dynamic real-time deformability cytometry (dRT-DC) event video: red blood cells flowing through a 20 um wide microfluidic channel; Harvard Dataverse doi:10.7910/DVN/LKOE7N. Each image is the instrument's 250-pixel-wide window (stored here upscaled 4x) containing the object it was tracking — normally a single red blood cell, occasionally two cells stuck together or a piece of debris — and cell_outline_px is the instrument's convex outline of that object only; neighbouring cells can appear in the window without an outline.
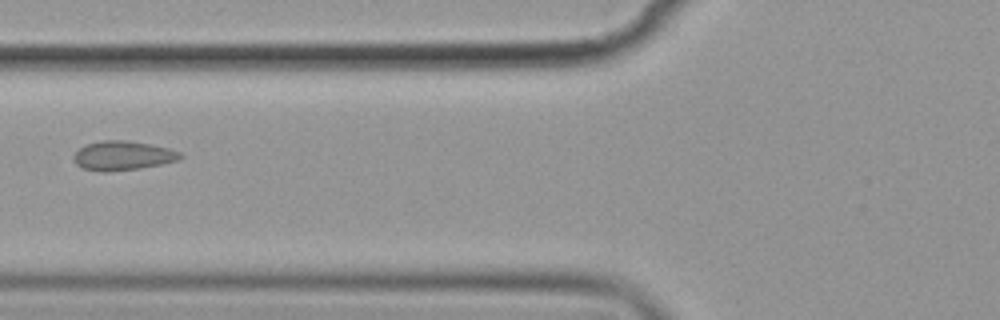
{"species": "common noctule bat (a hibernating species)", "species_latin": "Nyctalus noctula", "temperature_condition": "cold", "stored_images_in_passage": 9, "camera_frame_rate_fps": 3000, "um_per_image_px": 0.085, "animal": {"sex": "female", "body_mass_g": 19.9}, "frame": {"image": 1, "passage_image": 7, "time_ms": 7.0, "image_size_px": [1000, 320], "cell_outline_px": [[184, 156], [180, 160], [160, 164], [136, 168], [108, 172], [104, 172], [84, 168], [76, 164], [72, 156], [80, 148], [88, 144], [104, 140], [124, 140], [152, 144], [168, 148], [180, 152]], "centroid_in_image_um": [10.46, 13.22], "position_along_channel_um": 115.3, "area_um2": 17.98}}
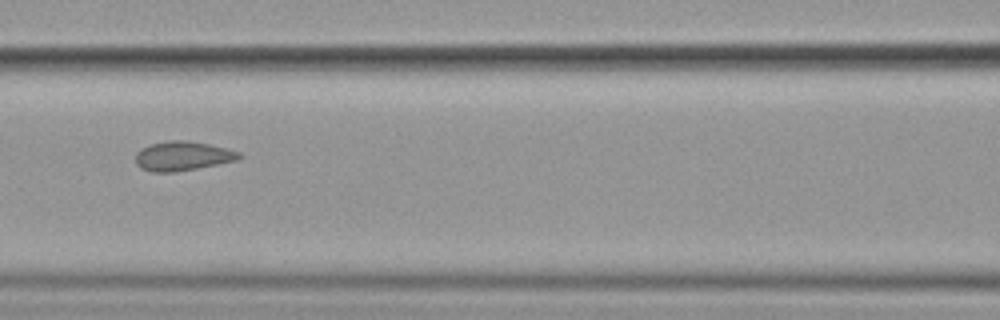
{"frame": {"image": 2, "passage_image": 8, "time_ms": 8.0, "image_size_px": [1000, 320], "cell_outline_px": [[244, 156], [236, 160], [196, 168], [172, 172], [152, 172], [140, 168], [136, 164], [136, 152], [140, 148], [152, 144], [168, 140], [188, 140], [228, 148], [240, 152]], "centroid_in_image_um": [15.51, 13.25], "position_along_channel_um": 151.1, "area_um2": 17.69}}
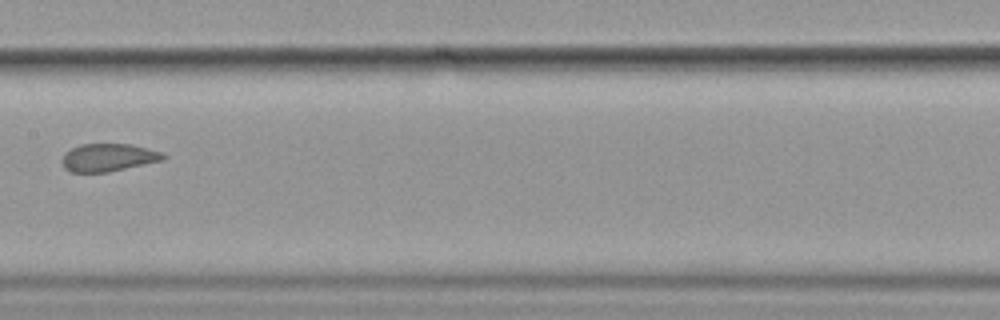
{"frame": {"image": 3, "passage_image": 9, "time_ms": 9.333, "image_size_px": [1000, 320], "cell_outline_px": [[168, 156], [164, 160], [108, 172], [68, 172], [64, 168], [60, 160], [64, 152], [80, 144], [132, 144], [164, 152]], "centroid_in_image_um": [9.21, 13.38], "position_along_channel_um": 198.2, "area_um2": 16.7}}